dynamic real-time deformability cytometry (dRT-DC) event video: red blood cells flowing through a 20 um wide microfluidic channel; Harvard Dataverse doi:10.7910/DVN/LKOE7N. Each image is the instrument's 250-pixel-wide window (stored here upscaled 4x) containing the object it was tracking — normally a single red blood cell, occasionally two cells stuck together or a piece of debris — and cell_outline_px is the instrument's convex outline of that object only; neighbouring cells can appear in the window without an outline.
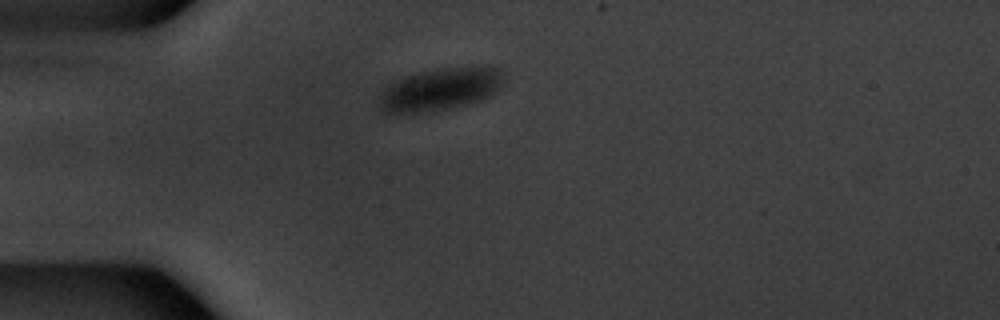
{"species": "common noctule bat (a hibernating species)", "species_latin": "Nyctalus noctula", "temperature_condition": "warm", "stored_images_in_passage": 4, "camera_frame_rate_fps": 3000, "um_per_image_px": 0.085, "animal": {"sex": "male", "body_mass_g": 20.1, "forearm_length_mm": 53.5}, "frame": {"image": 1, "passage_image": 2, "time_ms": 0.333, "image_size_px": [1000, 320], "cell_outline_px": [[504, 72], [500, 88], [496, 92], [484, 100], [432, 112], [384, 112], [380, 108], [380, 96], [384, 88], [392, 80], [420, 72], [444, 68], [472, 64], [492, 64], [500, 68]], "centroid_in_image_um": [37.52, 7.54], "position_along_channel_um": 47.5, "area_um2": 31.62}}